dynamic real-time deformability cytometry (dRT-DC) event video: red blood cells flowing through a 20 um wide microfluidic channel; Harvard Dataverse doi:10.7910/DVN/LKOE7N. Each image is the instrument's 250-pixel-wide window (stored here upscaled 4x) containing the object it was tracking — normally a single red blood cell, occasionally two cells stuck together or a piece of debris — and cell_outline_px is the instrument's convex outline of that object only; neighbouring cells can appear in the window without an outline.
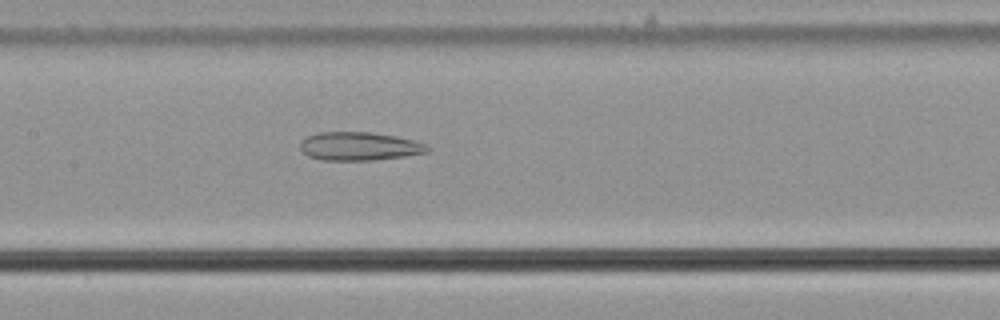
{"species": "common noctule bat (a hibernating species)", "species_latin": "Nyctalus noctula", "temperature_condition": "cold", "stored_images_in_passage": 50, "camera_frame_rate_fps": 3000, "um_per_image_px": 0.085, "animal": {"sex": "male", "body_mass_g": 21.5, "forearm_length_mm": 52.0}, "frame": {"image": 1, "passage_image": 21, "time_ms": 6.667, "image_size_px": [1000, 320], "cell_outline_px": [[432, 148], [428, 152], [404, 156], [372, 160], [324, 160], [308, 156], [300, 148], [300, 140], [308, 136], [320, 132], [372, 132], [396, 136], [428, 144]], "centroid_in_image_um": [30.56, 12.43], "position_along_channel_um": 176.8, "area_um2": 21.1}}
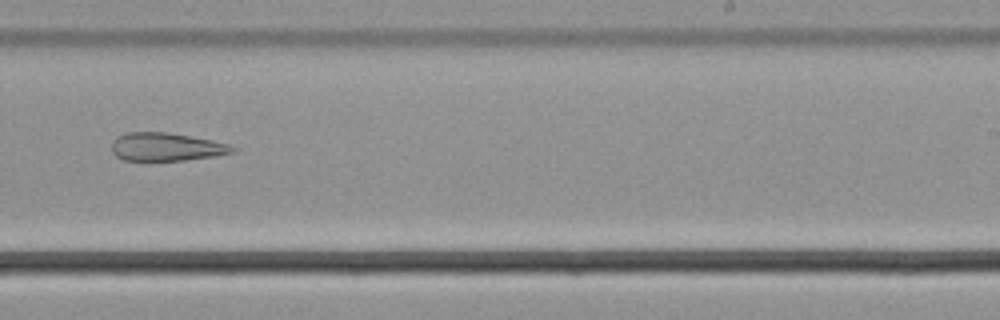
{"frame": {"image": 2, "passage_image": 29, "time_ms": 9.333, "image_size_px": [1000, 320], "cell_outline_px": [[236, 148], [232, 152], [216, 156], [184, 160], [124, 160], [116, 156], [112, 152], [112, 140], [128, 132], [168, 132], [212, 140], [228, 144]], "centroid_in_image_um": [14.12, 12.48], "position_along_channel_um": 274.9, "area_um2": 19.65}}
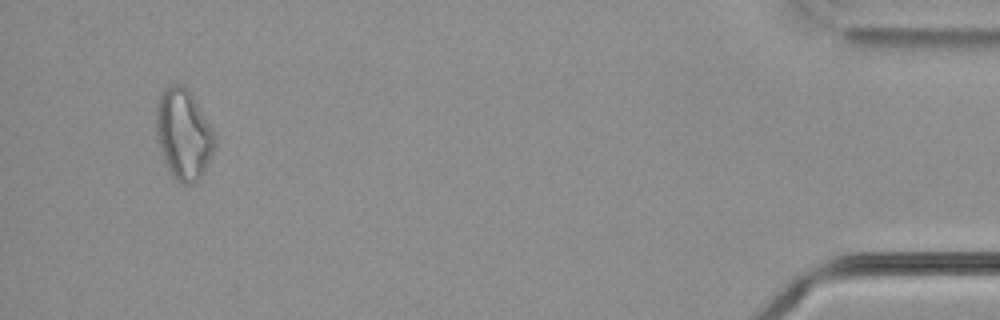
{"frame": {"image": 3, "passage_image": 47, "time_ms": 15.333, "image_size_px": [1000, 320], "cell_outline_px": [[216, 144], [196, 184], [184, 184], [176, 180], [172, 176], [164, 160], [160, 148], [156, 132], [156, 104], [160, 92], [168, 84], [184, 84], [188, 88], [212, 128], [216, 136]], "centroid_in_image_um": [15.58, 11.36], "position_along_channel_um": 419.6, "area_um2": 30.87}, "authors_computed_cell_mechanics": {"area_um2": 25.721, "velocity_mm_per_s": 3.6903, "shape_relaxation_time_tau1_ms": null, "shape_relaxation_time_tau2_ms": 7.7556, "deformation_change_tau1": null, "deformation_change_tau2": 0.1916}}